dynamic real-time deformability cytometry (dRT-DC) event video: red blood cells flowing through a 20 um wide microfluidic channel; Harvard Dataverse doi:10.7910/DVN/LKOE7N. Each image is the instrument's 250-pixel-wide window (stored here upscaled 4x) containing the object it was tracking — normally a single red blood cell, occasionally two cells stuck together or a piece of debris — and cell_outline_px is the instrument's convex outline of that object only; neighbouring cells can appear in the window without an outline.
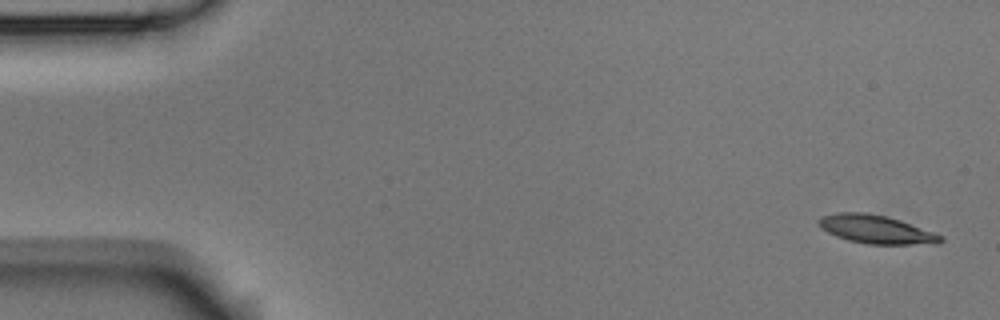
{"species": "Egyptian fruit bat (a non-hibernating species)", "species_latin": "Rousettus aegyptiacus", "temperature_condition": "room temperature", "stored_images_in_passage": 5, "segment_of_instrument_passage": [1, 2], "camera_frame_rate_fps": 3000, "um_per_image_px": 0.085, "animal": {"sex": "male"}, "frame": {"image": 1, "passage_image": 1, "time_ms": 0.0, "image_size_px": [1000, 320], "cell_outline_px": [[944, 240], [940, 244], [868, 244], [848, 240], [836, 236], [820, 228], [816, 224], [816, 220], [820, 216], [840, 212], [864, 212], [888, 216], [900, 220], [944, 236]], "centroid_in_image_um": [74.45, 19.49], "position_along_channel_um": 10.6, "area_um2": 20.4}}
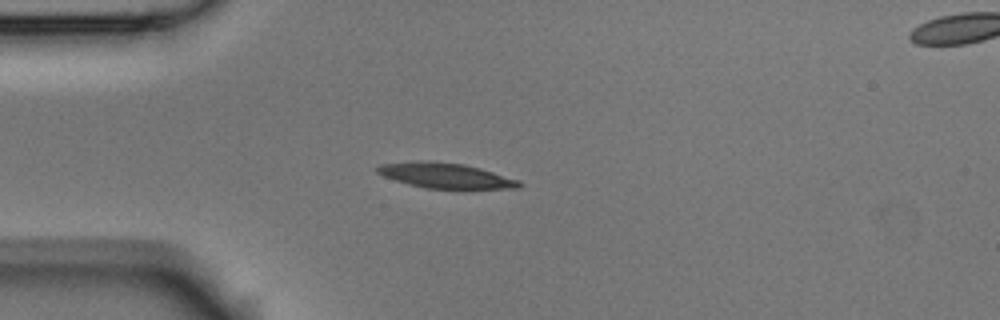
{"frame": {"image": 2, "passage_image": 4, "time_ms": 1.0, "image_size_px": [1000, 320], "cell_outline_px": [[524, 184], [520, 188], [424, 188], [408, 184], [384, 176], [376, 172], [376, 168], [380, 164], [416, 160], [432, 160], [464, 164], [480, 168], [520, 180]], "centroid_in_image_um": [37.86, 14.9], "position_along_channel_um": 47.1, "area_um2": 20.92}}